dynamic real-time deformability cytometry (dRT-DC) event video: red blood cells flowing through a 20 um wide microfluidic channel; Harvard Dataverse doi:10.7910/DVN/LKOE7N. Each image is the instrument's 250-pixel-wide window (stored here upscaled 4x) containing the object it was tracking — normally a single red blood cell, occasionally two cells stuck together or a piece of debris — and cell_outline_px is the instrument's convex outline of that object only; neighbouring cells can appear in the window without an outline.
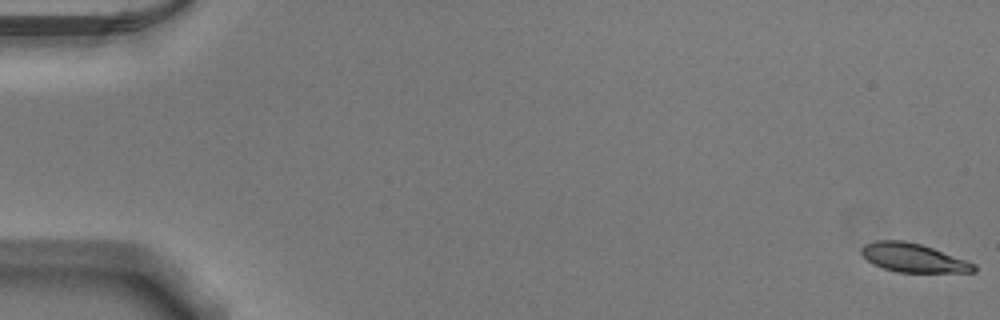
{"species": "Egyptian fruit bat (a non-hibernating species)", "species_latin": "Rousettus aegyptiacus", "temperature_condition": "warm", "stored_images_in_passage": 53, "camera_frame_rate_fps": 3000, "um_per_image_px": 0.085, "animal": {"sex": "male"}, "frame": {"image": 1, "passage_image": 1, "time_ms": 0.0, "image_size_px": [1000, 320], "cell_outline_px": [[976, 272], [896, 272], [872, 264], [860, 252], [860, 248], [864, 244], [876, 240], [904, 240], [920, 244], [932, 248], [976, 264]], "centroid_in_image_um": [77.59, 21.91], "position_along_channel_um": 7.4, "area_um2": 18.73}}
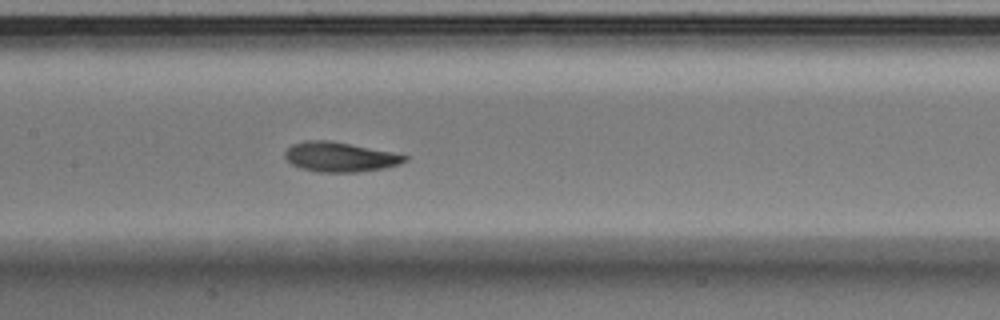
{"frame": {"image": 2, "passage_image": 27, "time_ms": 8.667, "image_size_px": [1000, 320], "cell_outline_px": [[408, 160], [400, 164], [384, 168], [356, 172], [316, 172], [300, 168], [292, 164], [284, 156], [284, 152], [292, 144], [304, 140], [328, 140], [392, 152], [408, 156]], "centroid_in_image_um": [28.87, 13.34], "position_along_channel_um": 178.5, "area_um2": 20.69}}
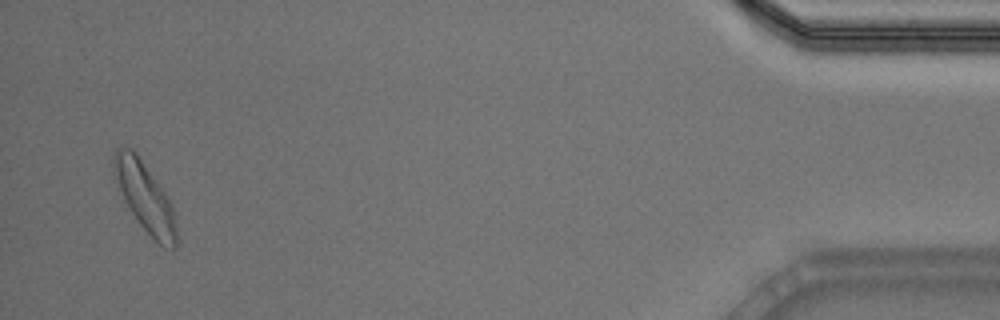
{"frame": {"image": 3, "passage_image": 52, "time_ms": 17.0, "image_size_px": [1000, 320], "cell_outline_px": [[180, 240], [176, 248], [164, 248], [140, 224], [124, 200], [116, 176], [112, 160], [112, 156], [116, 148], [132, 148], [168, 196], [172, 204]], "centroid_in_image_um": [12.39, 16.8], "position_along_channel_um": 422.8, "area_um2": 24.85}, "authors_computed_cell_mechanics": {"area_um2": 20.3456, "velocity_mm_per_s": 3.8544, "shape_relaxation_time_tau1_ms": 2.5065, "shape_relaxation_time_tau2_ms": 1.7732, "deformation_change_tau1": 0.1347, "deformation_change_tau2": 0.077}}